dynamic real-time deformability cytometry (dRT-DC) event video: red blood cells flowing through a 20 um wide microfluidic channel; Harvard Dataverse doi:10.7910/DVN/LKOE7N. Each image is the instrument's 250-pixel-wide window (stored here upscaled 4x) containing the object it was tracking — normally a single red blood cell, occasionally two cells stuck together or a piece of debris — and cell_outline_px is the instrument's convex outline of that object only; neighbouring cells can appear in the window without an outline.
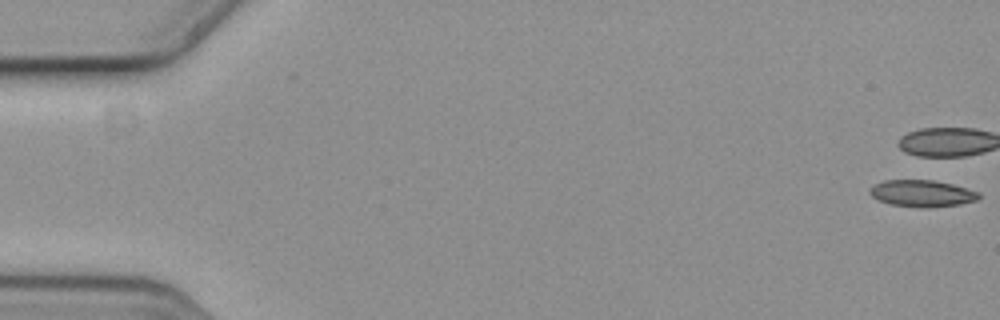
{"species": "common noctule bat (a hibernating species)", "species_latin": "Nyctalus noctula", "temperature_condition": "cold", "stored_images_in_passage": 6, "camera_frame_rate_fps": 3000, "um_per_image_px": 0.085, "animal": {"sex": "female", "body_mass_g": 19.3, "forearm_length_mm": 54.1}, "frame": {"image": 1, "passage_image": 1, "time_ms": 0.0, "image_size_px": [1000, 320], "cell_outline_px": [[980, 196], [976, 200], [960, 204], [920, 208], [892, 204], [880, 200], [872, 196], [868, 192], [868, 188], [884, 180], [932, 180], [952, 184], [980, 192]], "centroid_in_image_um": [78.36, 16.43], "position_along_channel_um": 6.6, "area_um2": 16.82}}
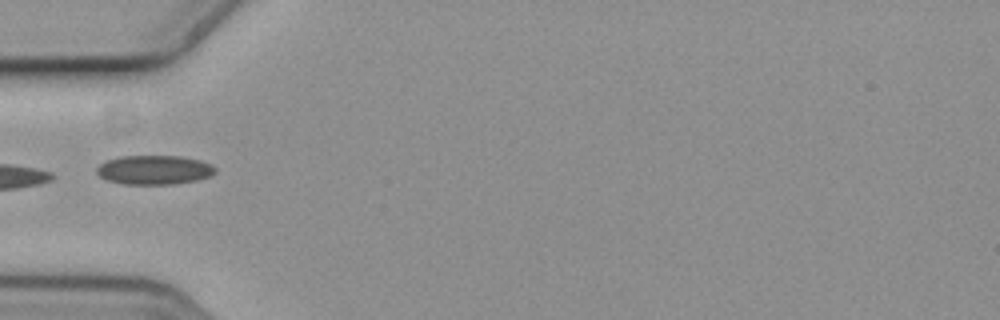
{"frame": {"image": 2, "passage_image": 6, "time_ms": 1.667, "image_size_px": [1000, 320], "cell_outline_px": [[216, 172], [212, 176], [196, 180], [176, 184], [124, 184], [108, 180], [100, 176], [96, 172], [96, 168], [100, 164], [108, 160], [120, 156], [180, 156], [200, 160], [212, 164], [216, 168]], "centroid_in_image_um": [13.15, 14.44], "position_along_channel_um": 71.9, "area_um2": 20.23}}